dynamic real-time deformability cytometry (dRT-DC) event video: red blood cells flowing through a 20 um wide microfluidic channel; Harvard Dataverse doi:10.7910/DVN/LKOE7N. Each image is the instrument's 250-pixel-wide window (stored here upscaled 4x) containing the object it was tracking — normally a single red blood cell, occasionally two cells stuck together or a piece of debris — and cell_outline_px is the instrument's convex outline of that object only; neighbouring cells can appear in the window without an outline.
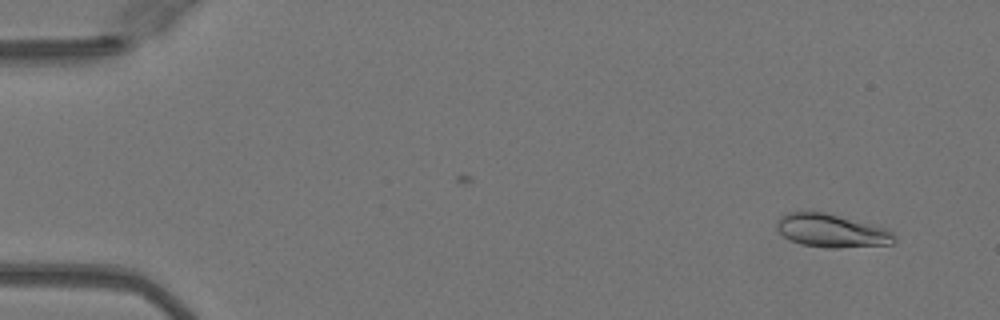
{"species": "Egyptian fruit bat (a non-hibernating species)", "species_latin": "Rousettus aegyptiacus", "temperature_condition": "warm", "stored_images_in_passage": 47, "camera_frame_rate_fps": 3000, "um_per_image_px": 0.085, "animal": {"sex": "female"}, "frame": {"image": 1, "passage_image": 3, "time_ms": 0.667, "image_size_px": [1000, 320], "cell_outline_px": [[896, 240], [892, 244], [836, 248], [828, 248], [804, 244], [792, 240], [784, 236], [776, 228], [776, 220], [784, 212], [800, 208], [812, 208], [828, 212], [884, 228], [892, 232], [896, 236]], "centroid_in_image_um": [70.59, 19.54], "position_along_channel_um": 14.4, "area_um2": 23.52}}
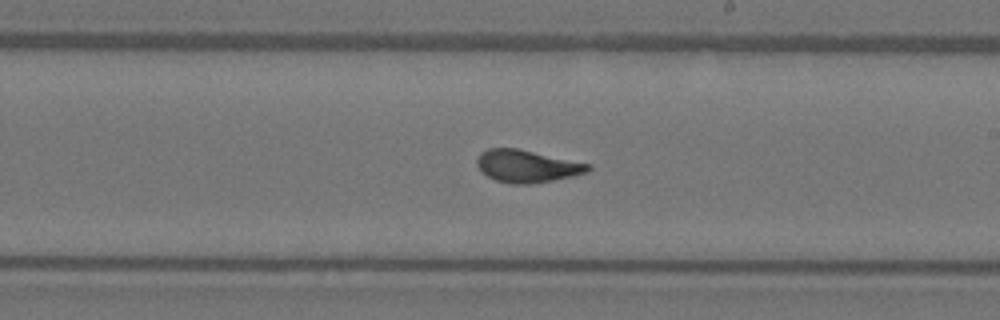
{"frame": {"image": 2, "passage_image": 29, "time_ms": 9.333, "image_size_px": [1000, 320], "cell_outline_px": [[592, 168], [588, 172], [572, 176], [532, 184], [512, 184], [496, 180], [488, 176], [476, 164], [476, 160], [480, 152], [488, 148], [516, 148], [592, 164]], "centroid_in_image_um": [44.81, 14.12], "position_along_channel_um": 244.2, "area_um2": 20.92}}
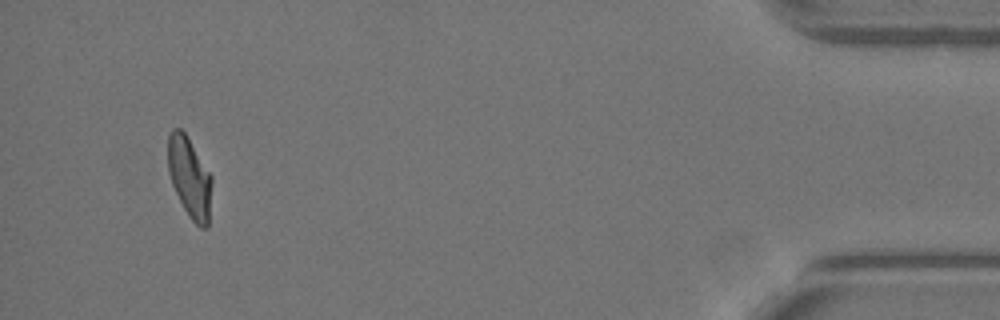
{"frame": {"image": 3, "passage_image": 47, "time_ms": 15.333, "image_size_px": [1000, 320], "cell_outline_px": [[212, 184], [208, 228], [200, 228], [188, 216], [172, 184], [168, 172], [168, 136], [172, 128], [180, 128], [184, 132], [212, 176]], "centroid_in_image_um": [16.12, 15.1], "position_along_channel_um": 419.1, "area_um2": 20.52}, "authors_computed_cell_mechanics": {"area_um2": 20.9236, "velocity_mm_per_s": 4.0792, "shape_relaxation_time_tau1_ms": 6.3357, "shape_relaxation_time_tau2_ms": 0.9153, "deformation_change_tau1": 0.2126, "deformation_change_tau2": 0.0616}}